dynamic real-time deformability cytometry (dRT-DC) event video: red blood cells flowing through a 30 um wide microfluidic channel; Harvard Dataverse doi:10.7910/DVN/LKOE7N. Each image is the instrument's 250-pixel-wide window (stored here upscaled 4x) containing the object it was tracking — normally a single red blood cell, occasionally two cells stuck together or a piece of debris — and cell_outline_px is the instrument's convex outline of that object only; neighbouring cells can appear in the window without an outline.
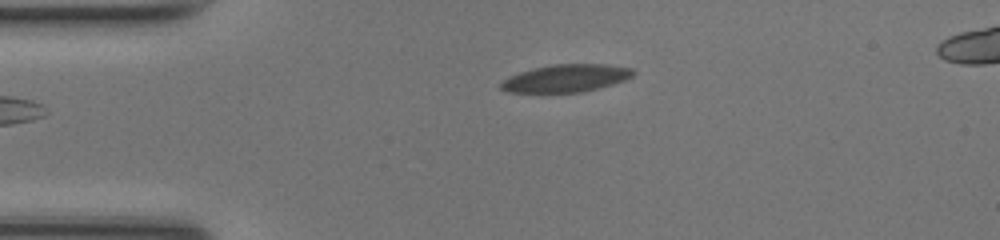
{"species": "common noctule bat (a hibernating species)", "species_latin": "Nyctalus noctula", "temperature_condition": "room temperature", "stored_images_in_passage": 35, "camera_frame_rate_fps": 3000, "um_per_image_px": 0.085, "animal": {"sex": "female", "body_mass_g": 17.0, "forearm_length_mm": 48.0}, "frame": {"image": 1, "passage_image": 1, "time_ms": 0.0, "image_size_px": [1000, 240], "cell_outline_px": [[636, 72], [632, 76], [624, 80], [612, 84], [584, 92], [508, 92], [500, 88], [500, 84], [508, 76], [532, 68], [552, 64], [604, 64], [632, 68]], "centroid_in_image_um": [48.11, 6.64], "position_along_channel_um": 36.9, "area_um2": 21.21}}
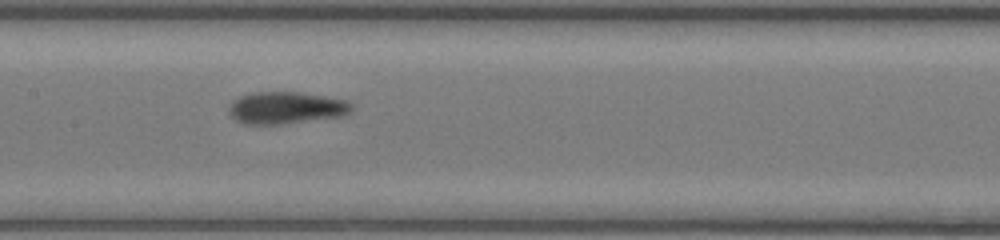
{"frame": {"image": 2, "passage_image": 14, "time_ms": 4.333, "image_size_px": [1000, 240], "cell_outline_px": [[352, 108], [348, 112], [340, 116], [280, 124], [244, 124], [236, 120], [228, 112], [228, 108], [240, 96], [256, 92], [300, 92], [344, 100], [352, 104]], "centroid_in_image_um": [24.28, 9.16], "position_along_channel_um": 183.1, "area_um2": 22.43}}
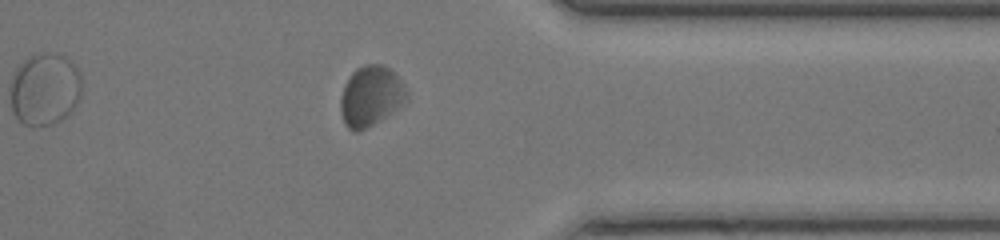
{"frame": {"image": 3, "passage_image": 29, "time_ms": 9.333, "image_size_px": [1000, 240], "cell_outline_px": [[408, 100], [380, 120], [356, 132], [352, 132], [344, 124], [340, 112], [340, 96], [344, 84], [352, 72], [356, 68], [364, 64], [380, 64], [388, 68], [400, 80], [408, 96]], "centroid_in_image_um": [31.47, 8.17], "position_along_channel_um": 379.9, "area_um2": 23.06}, "authors_computed_cell_mechanics": {"area_um2": 22.4264, "velocity_mm_per_s": 4.1379, "shape_relaxation_time_tau1_ms": 3.318, "shape_relaxation_time_tau2_ms": 1.9157, "deformation_change_tau1": 0.0852, "deformation_change_tau2": 0.0674}}